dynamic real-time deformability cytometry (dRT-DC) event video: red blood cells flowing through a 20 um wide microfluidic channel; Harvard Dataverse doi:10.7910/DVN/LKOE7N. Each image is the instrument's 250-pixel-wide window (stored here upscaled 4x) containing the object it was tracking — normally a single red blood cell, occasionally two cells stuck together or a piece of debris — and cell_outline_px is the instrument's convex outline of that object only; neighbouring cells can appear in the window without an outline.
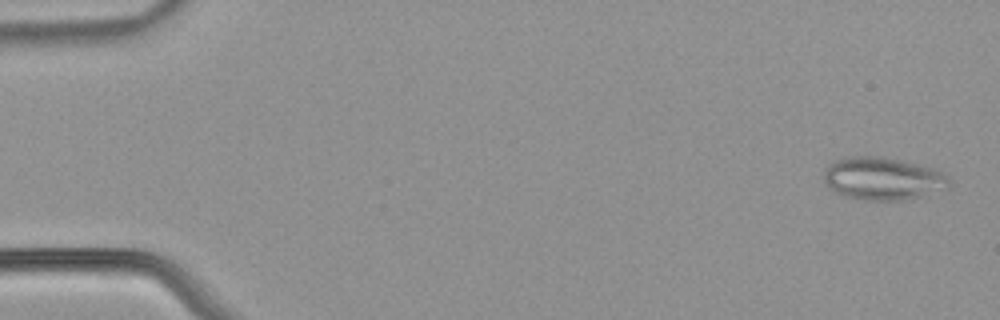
{"species": "common noctule bat (a hibernating species)", "species_latin": "Nyctalus noctula", "temperature_condition": "warm", "stored_images_in_passage": 52, "camera_frame_rate_fps": 3000, "um_per_image_px": 0.085, "animal": {"sex": "male", "body_mass_g": 21.5, "forearm_length_mm": 52.0}, "frame": {"image": 1, "passage_image": 1, "time_ms": 0.0, "image_size_px": [1000, 320], "cell_outline_px": [[952, 184], [948, 188], [920, 196], [900, 200], [864, 200], [840, 196], [828, 188], [824, 180], [824, 172], [828, 164], [836, 160], [852, 156], [884, 156], [932, 168], [944, 172], [948, 176]], "centroid_in_image_um": [75.02, 15.18], "position_along_channel_um": 10.0, "area_um2": 31.44}}
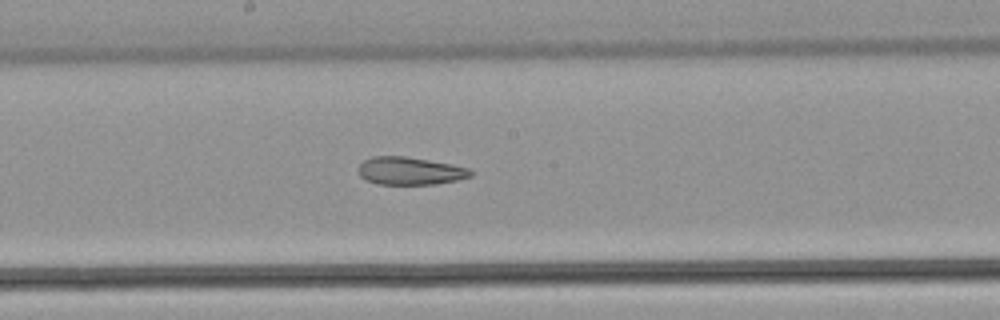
{"frame": {"image": 2, "passage_image": 28, "time_ms": 9.0, "image_size_px": [1000, 320], "cell_outline_px": [[472, 176], [456, 180], [436, 184], [376, 184], [364, 180], [360, 176], [360, 164], [364, 160], [372, 156], [404, 156], [452, 164], [468, 168], [472, 172]], "centroid_in_image_um": [34.83, 14.53], "position_along_channel_um": 213.4, "area_um2": 18.09}}
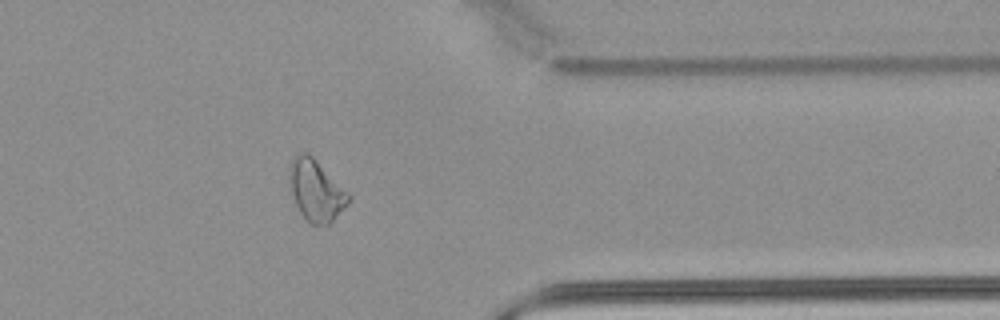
{"frame": {"image": 3, "passage_image": 42, "time_ms": 13.667, "image_size_px": [1000, 320], "cell_outline_px": [[352, 196], [348, 204], [328, 224], [308, 224], [300, 212], [296, 204], [288, 180], [288, 164], [292, 156], [296, 152], [308, 152]], "centroid_in_image_um": [26.82, 16.14], "position_along_channel_um": 384.6, "area_um2": 21.21}, "authors_computed_cell_mechanics": {"area_um2": 22.6287, "velocity_mm_per_s": 3.9178, "shape_relaxation_time_tau1_ms": null, "shape_relaxation_time_tau2_ms": 3.9684, "deformation_change_tau1": null, "deformation_change_tau2": 0.1197}}